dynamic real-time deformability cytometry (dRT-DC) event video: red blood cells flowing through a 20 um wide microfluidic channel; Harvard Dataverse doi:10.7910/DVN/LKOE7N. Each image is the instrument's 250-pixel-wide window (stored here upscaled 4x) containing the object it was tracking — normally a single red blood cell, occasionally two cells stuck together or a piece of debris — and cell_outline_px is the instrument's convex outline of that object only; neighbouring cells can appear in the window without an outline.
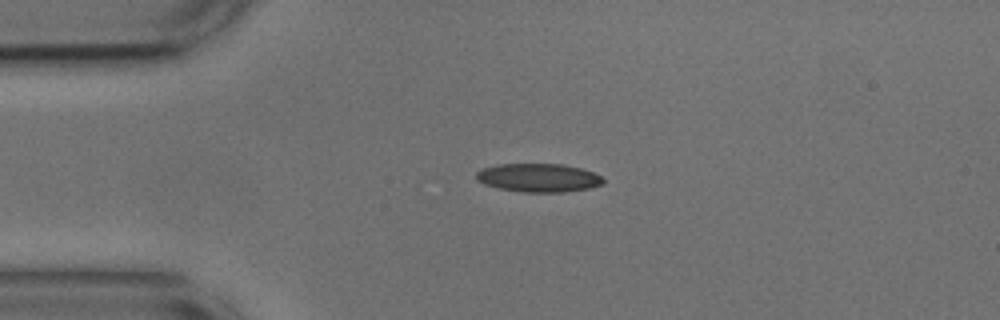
{"species": "common noctule bat (a hibernating species)", "species_latin": "Nyctalus noctula", "temperature_condition": "cold", "stored_images_in_passage": 29, "camera_frame_rate_fps": 3000, "um_per_image_px": 0.085, "animal": {"sex": "male", "body_mass_g": 17.9, "forearm_length_mm": 54.2}, "frame": {"image": 1, "passage_image": 1, "time_ms": 0.0, "image_size_px": [1000, 320], "cell_outline_px": [[604, 184], [588, 188], [564, 192], [524, 192], [500, 188], [484, 184], [476, 180], [476, 172], [480, 168], [500, 164], [564, 164], [580, 168], [592, 172], [600, 176], [604, 180]], "centroid_in_image_um": [45.75, 15.1], "position_along_channel_um": 39.3, "area_um2": 21.04}}
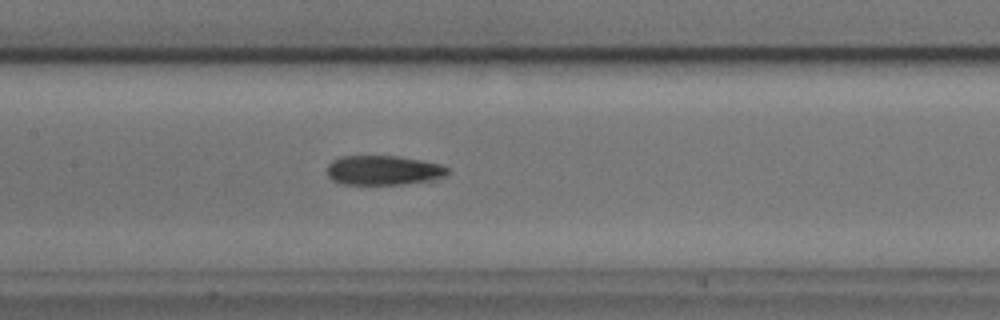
{"frame": {"image": 2, "passage_image": 14, "time_ms": 4.333, "image_size_px": [1000, 320], "cell_outline_px": [[448, 172], [444, 176], [436, 180], [400, 184], [344, 184], [332, 180], [328, 176], [328, 164], [332, 160], [340, 156], [396, 156], [420, 160], [440, 164], [448, 168]], "centroid_in_image_um": [32.58, 14.47], "position_along_channel_um": 174.8, "area_um2": 20.69}}
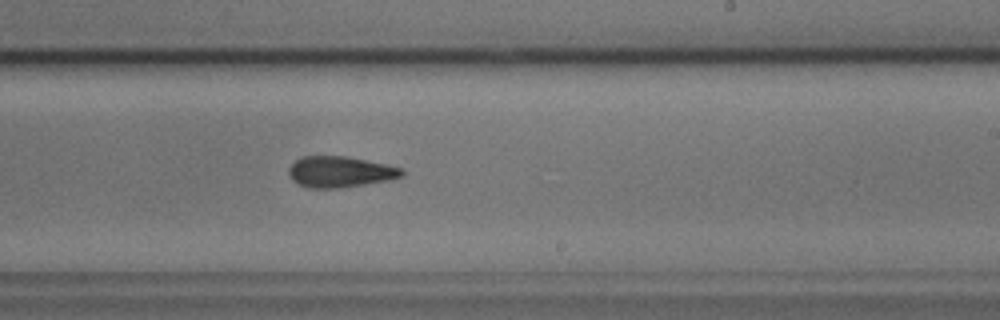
{"frame": {"image": 3, "passage_image": 21, "time_ms": 6.667, "image_size_px": [1000, 320], "cell_outline_px": [[404, 176], [388, 180], [340, 188], [308, 188], [292, 180], [288, 172], [288, 168], [296, 160], [304, 156], [344, 156], [388, 164], [404, 168]], "centroid_in_image_um": [28.93, 14.6], "position_along_channel_um": 260.1, "area_um2": 20.46}}